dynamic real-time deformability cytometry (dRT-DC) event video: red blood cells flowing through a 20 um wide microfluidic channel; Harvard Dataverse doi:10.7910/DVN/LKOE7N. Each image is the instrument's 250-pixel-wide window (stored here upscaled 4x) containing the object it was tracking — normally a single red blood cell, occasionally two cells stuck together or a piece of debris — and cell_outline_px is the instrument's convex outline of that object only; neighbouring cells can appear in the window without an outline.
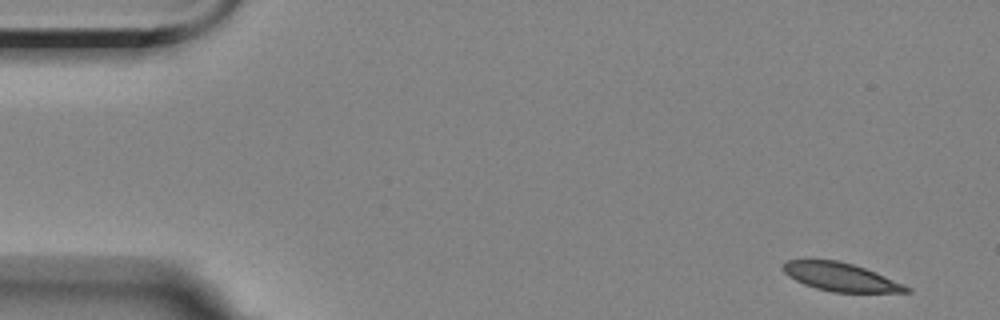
{"species": "Egyptian fruit bat (a non-hibernating species)", "species_latin": "Rousettus aegyptiacus", "temperature_condition": "room temperature", "stored_images_in_passage": 4, "camera_frame_rate_fps": 3000, "um_per_image_px": 0.085, "animal": {"sex": "female"}, "frame": {"image": 1, "passage_image": 1, "time_ms": 0.0, "image_size_px": [1000, 320], "cell_outline_px": [[912, 292], [832, 292], [816, 288], [804, 284], [788, 276], [780, 268], [784, 260], [804, 256], [808, 256], [836, 260], [852, 264], [876, 272], [904, 284], [912, 288]], "centroid_in_image_um": [71.34, 23.48], "position_along_channel_um": 13.7, "area_um2": 21.15}}
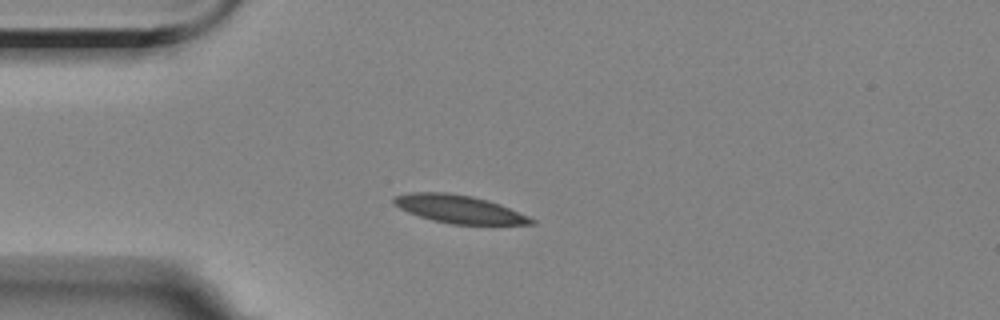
{"frame": {"image": 2, "passage_image": 4, "time_ms": 3.667, "image_size_px": [1000, 320], "cell_outline_px": [[536, 224], [452, 224], [432, 220], [408, 212], [392, 204], [392, 200], [396, 196], [412, 192], [448, 192], [472, 196], [488, 200], [500, 204], [528, 216], [536, 220]], "centroid_in_image_um": [39.02, 17.77], "position_along_channel_um": 46.0, "area_um2": 22.31}}